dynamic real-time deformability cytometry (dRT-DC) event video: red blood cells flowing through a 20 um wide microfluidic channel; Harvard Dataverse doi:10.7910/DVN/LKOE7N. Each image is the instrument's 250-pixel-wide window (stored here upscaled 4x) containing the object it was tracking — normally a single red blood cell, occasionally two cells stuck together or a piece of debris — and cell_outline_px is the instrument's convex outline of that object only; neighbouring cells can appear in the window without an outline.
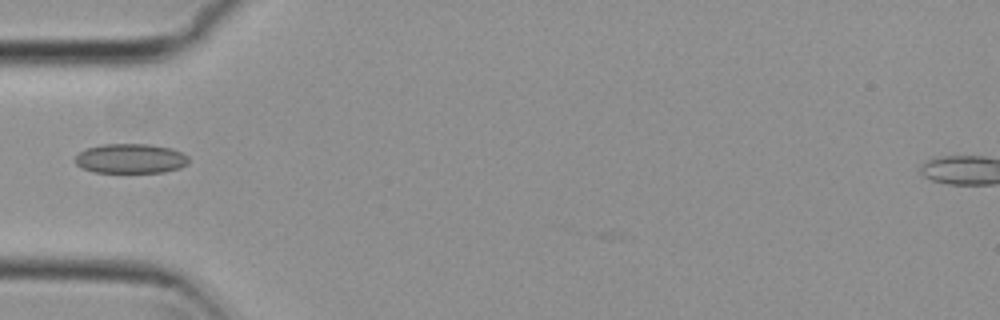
{"species": "common noctule bat (a hibernating species)", "species_latin": "Nyctalus noctula", "temperature_condition": "cold", "stored_images_in_passage": 4, "camera_frame_rate_fps": 3000, "um_per_image_px": 0.085, "animal": {"sex": "female", "body_mass_g": 29.2, "forearm_length_mm": 56.3}, "frame": {"image": 1, "passage_image": 3, "time_ms": 0.667, "image_size_px": [1000, 320], "cell_outline_px": [[188, 164], [180, 168], [164, 172], [92, 172], [76, 164], [76, 156], [80, 152], [88, 148], [104, 144], [148, 144], [172, 148], [188, 156]], "centroid_in_image_um": [11.13, 13.48], "position_along_channel_um": 73.9, "area_um2": 19.48}}